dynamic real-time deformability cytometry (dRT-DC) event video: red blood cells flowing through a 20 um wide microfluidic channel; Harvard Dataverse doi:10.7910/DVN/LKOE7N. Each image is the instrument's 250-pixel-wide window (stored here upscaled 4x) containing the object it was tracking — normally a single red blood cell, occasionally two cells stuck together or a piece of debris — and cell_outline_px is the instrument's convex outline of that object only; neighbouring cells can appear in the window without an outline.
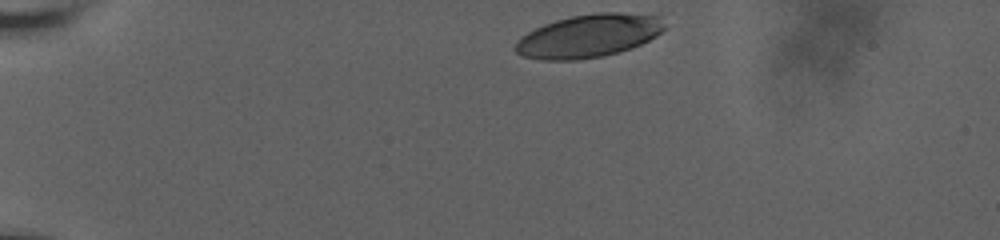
{"species": "human", "species_latin": "Homo sapiens", "temperature_condition": "room temperature", "stored_images_in_passage": 33, "camera_frame_rate_fps": 3000, "um_per_image_px": 0.085, "donor": {"sex": "male"}, "frame": {"image": 1, "passage_image": 1, "time_ms": 0.0, "image_size_px": [1000, 240], "cell_outline_px": [[668, 28], [656, 36], [632, 48], [604, 56], [580, 60], [540, 60], [524, 56], [516, 52], [512, 48], [516, 40], [528, 32], [544, 24], [556, 20], [572, 16], [596, 12], [620, 12], [660, 16]], "centroid_in_image_um": [50.05, 3.05], "position_along_channel_um": 34.9, "area_um2": 37.8}}
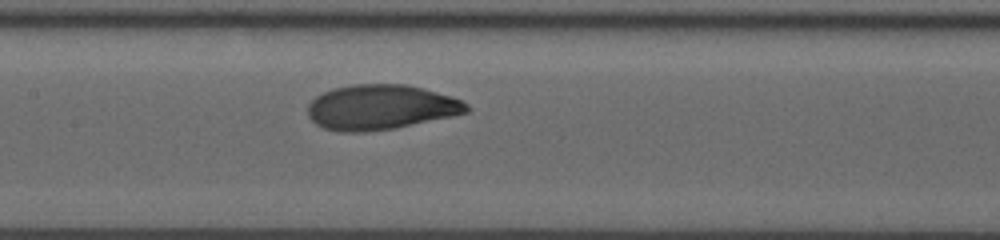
{"frame": {"image": 2, "passage_image": 19, "time_ms": 6.0, "image_size_px": [1000, 240], "cell_outline_px": [[472, 108], [468, 112], [452, 116], [392, 128], [364, 132], [340, 132], [324, 128], [316, 124], [308, 116], [308, 104], [316, 96], [332, 88], [352, 84], [408, 84], [424, 88], [452, 96], [468, 104]], "centroid_in_image_um": [32.36, 9.1], "position_along_channel_um": 175.0, "area_um2": 41.67}}
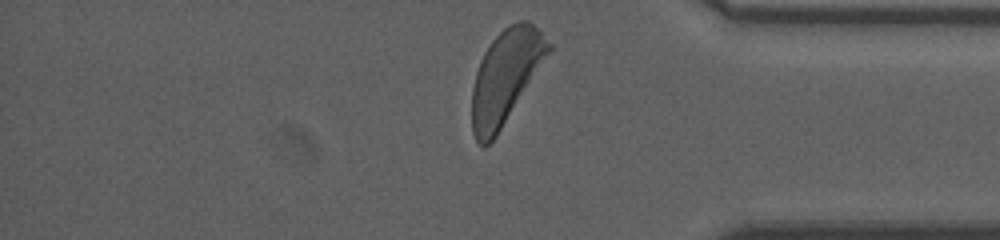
{"frame": {"image": 3, "passage_image": 33, "time_ms": 10.667, "image_size_px": [1000, 240], "cell_outline_px": [[552, 52], [496, 136], [484, 148], [476, 140], [472, 132], [472, 88], [476, 72], [480, 60], [484, 52], [492, 40], [504, 28], [516, 20], [528, 20], [552, 44]], "centroid_in_image_um": [43.0, 6.51], "position_along_channel_um": 392.2, "area_um2": 41.79}, "authors_computed_cell_mechanics": {"area_um2": 40.749, "velocity_mm_per_s": 3.654, "shape_relaxation_time_tau1_ms": 3.6442, "shape_relaxation_time_tau2_ms": null, "deformation_change_tau1": 0.1914, "deformation_change_tau2": null}}